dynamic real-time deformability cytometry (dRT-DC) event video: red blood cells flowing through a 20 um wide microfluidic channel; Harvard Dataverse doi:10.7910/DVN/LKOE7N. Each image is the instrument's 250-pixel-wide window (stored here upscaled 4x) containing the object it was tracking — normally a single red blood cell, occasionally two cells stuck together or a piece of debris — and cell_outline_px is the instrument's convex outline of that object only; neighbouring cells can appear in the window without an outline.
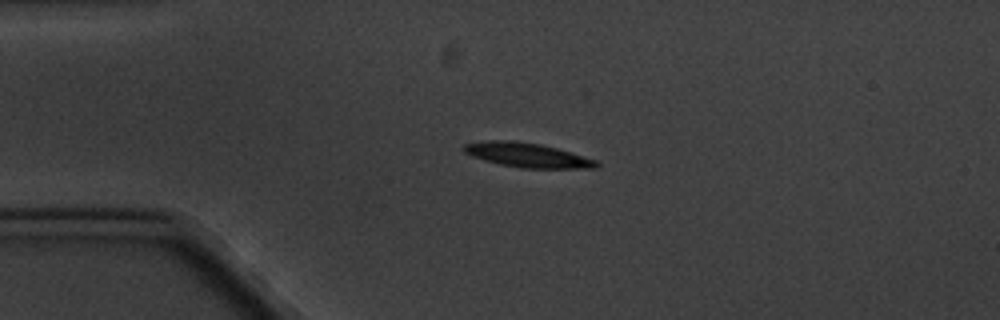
{"species": "common noctule bat (a hibernating species)", "species_latin": "Nyctalus noctula", "temperature_condition": "cold", "stored_images_in_passage": 2, "camera_frame_rate_fps": 3000, "um_per_image_px": 0.085, "animal": {"sex": "male", "body_mass_g": 20.1, "forearm_length_mm": 53.5}, "frame": {"image": 1, "passage_image": 1, "time_ms": 0.0, "image_size_px": [1000, 320], "cell_outline_px": [[600, 164], [596, 168], [520, 168], [500, 164], [484, 160], [472, 156], [464, 152], [460, 148], [464, 144], [488, 140], [512, 140], [540, 144], [556, 148], [596, 160]], "centroid_in_image_um": [44.77, 13.18], "position_along_channel_um": 40.2, "area_um2": 18.79}}